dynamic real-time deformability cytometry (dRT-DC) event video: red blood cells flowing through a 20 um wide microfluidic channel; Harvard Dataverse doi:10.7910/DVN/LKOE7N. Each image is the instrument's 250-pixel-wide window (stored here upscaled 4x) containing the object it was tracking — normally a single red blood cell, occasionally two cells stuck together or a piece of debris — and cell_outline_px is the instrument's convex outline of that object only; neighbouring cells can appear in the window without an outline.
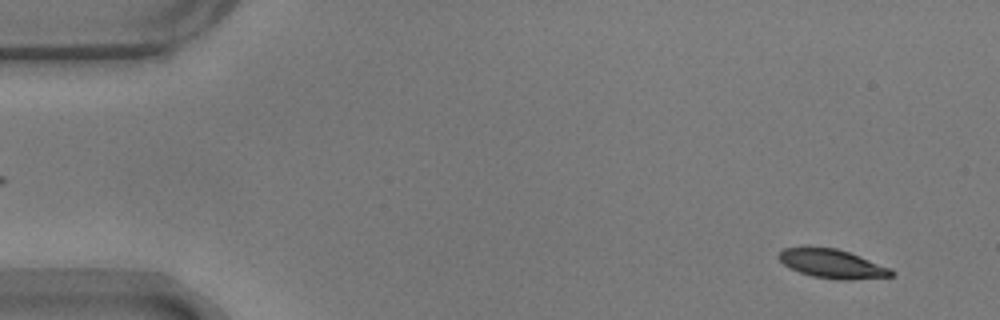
{"species": "common noctule bat (a hibernating species)", "species_latin": "Nyctalus noctula", "temperature_condition": "warm", "stored_images_in_passage": 55, "camera_frame_rate_fps": 3000, "um_per_image_px": 0.085, "animal": {"sex": "male", "body_mass_g": 17.9}, "frame": {"image": 1, "passage_image": 3, "time_ms": 0.667, "image_size_px": [1000, 320], "cell_outline_px": [[896, 272], [892, 276], [848, 280], [836, 280], [812, 276], [800, 272], [784, 264], [776, 256], [784, 248], [836, 248], [848, 252], [892, 268]], "centroid_in_image_um": [70.78, 22.44], "position_along_channel_um": 14.2, "area_um2": 18.67}}
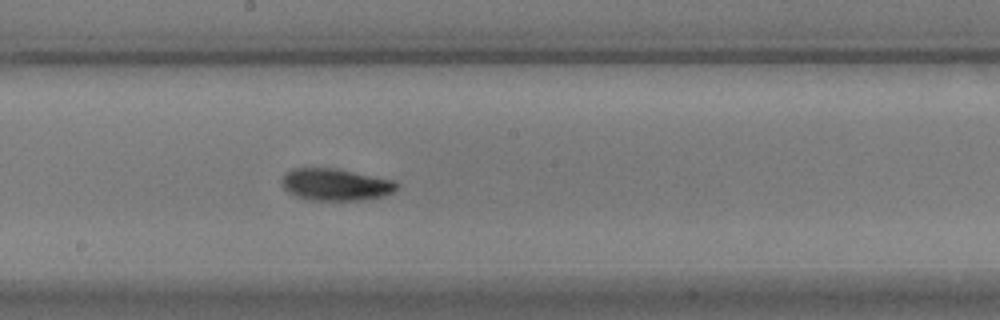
{"frame": {"image": 2, "passage_image": 29, "time_ms": 9.333, "image_size_px": [1000, 320], "cell_outline_px": [[400, 188], [384, 196], [364, 200], [312, 200], [296, 196], [288, 192], [284, 188], [284, 176], [292, 168], [336, 168], [396, 180], [400, 184]], "centroid_in_image_um": [28.62, 15.69], "position_along_channel_um": 219.6, "area_um2": 21.5}}
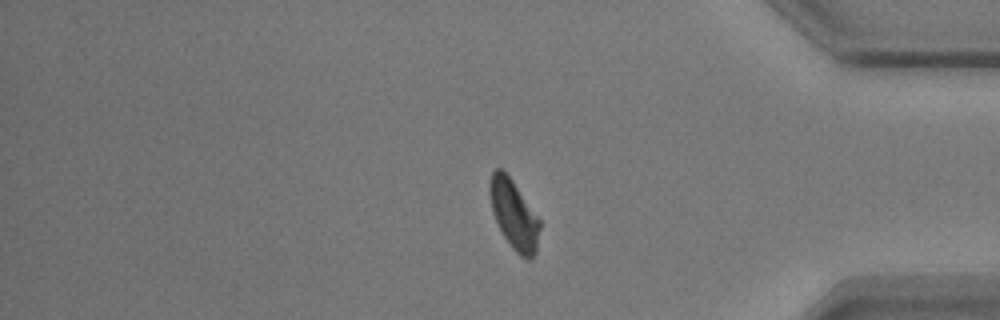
{"frame": {"image": 3, "passage_image": 45, "time_ms": 14.667, "image_size_px": [1000, 320], "cell_outline_px": [[540, 228], [536, 252], [528, 260], [520, 256], [512, 248], [504, 236], [492, 212], [488, 192], [488, 184], [492, 172], [496, 168], [500, 168], [512, 180], [540, 220]], "centroid_in_image_um": [43.66, 18.24], "position_along_channel_um": 391.5, "area_um2": 20.0}, "authors_computed_cell_mechanics": {"area_um2": 20.2878, "velocity_mm_per_s": 3.6606, "shape_relaxation_time_tau1_ms": 3.3328, "shape_relaxation_time_tau2_ms": 3.2384, "deformation_change_tau1": 0.1243, "deformation_change_tau2": 0.078}}